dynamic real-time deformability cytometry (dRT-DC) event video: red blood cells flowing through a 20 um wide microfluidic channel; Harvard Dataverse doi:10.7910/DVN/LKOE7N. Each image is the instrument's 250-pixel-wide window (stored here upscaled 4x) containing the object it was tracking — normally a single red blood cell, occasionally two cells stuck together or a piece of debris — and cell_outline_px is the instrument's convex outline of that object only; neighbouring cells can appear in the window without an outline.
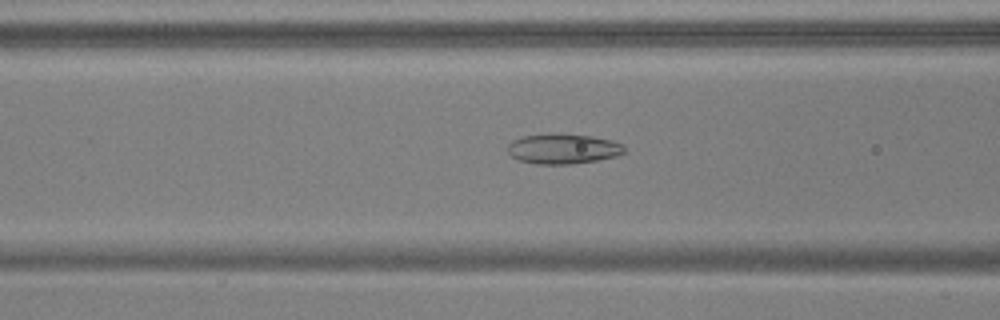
{"species": "common noctule bat (a hibernating species)", "species_latin": "Nyctalus noctula", "temperature_condition": "warm", "stored_images_in_passage": 54, "camera_frame_rate_fps": 3000, "um_per_image_px": 0.085, "animal": {"sex": "male", "body_mass_g": 17.9, "forearm_length_mm": 54.2}, "frame": {"image": 1, "passage_image": 22, "time_ms": 7.0, "image_size_px": [1000, 320], "cell_outline_px": [[624, 152], [616, 156], [596, 160], [572, 164], [536, 164], [520, 160], [512, 156], [508, 152], [508, 144], [512, 140], [524, 136], [548, 132], [592, 136], [612, 140], [624, 144]], "centroid_in_image_um": [47.85, 12.63], "position_along_channel_um": 118.7, "area_um2": 20.63}}
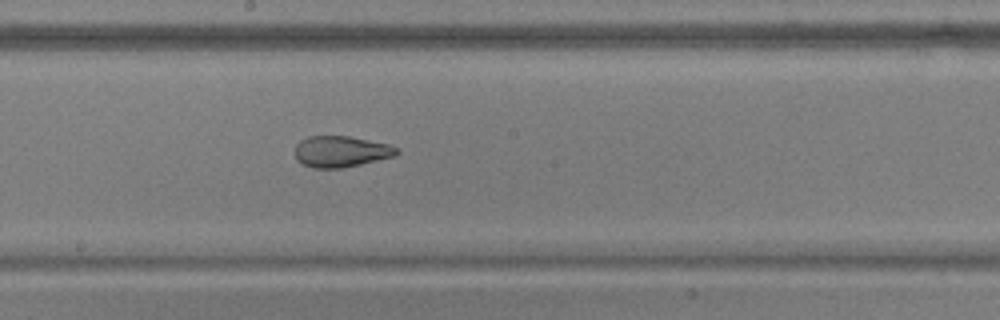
{"frame": {"image": 2, "passage_image": 30, "time_ms": 9.667, "image_size_px": [1000, 320], "cell_outline_px": [[400, 152], [396, 156], [360, 164], [340, 168], [312, 168], [296, 160], [296, 144], [300, 140], [308, 136], [348, 136], [388, 144], [396, 148]], "centroid_in_image_um": [28.97, 12.88], "position_along_channel_um": 219.2, "area_um2": 18.38}}
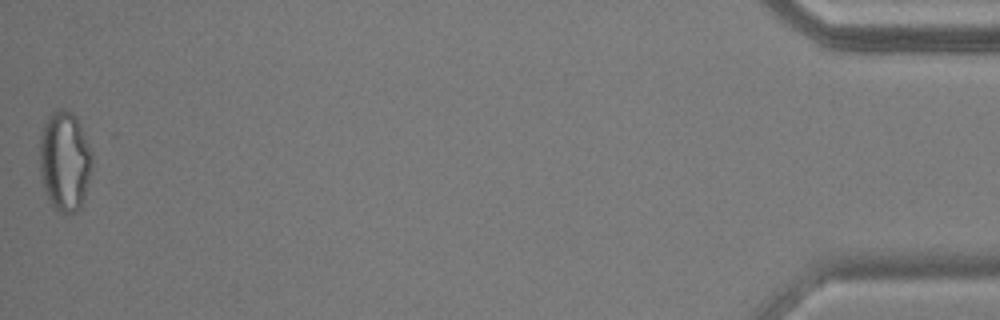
{"frame": {"image": 3, "passage_image": 54, "time_ms": 17.667, "image_size_px": [1000, 320], "cell_outline_px": [[92, 168], [84, 196], [80, 208], [76, 212], [60, 212], [48, 200], [44, 192], [40, 172], [40, 136], [44, 124], [48, 116], [56, 108], [64, 108], [72, 112], [76, 116], [80, 124], [92, 152]], "centroid_in_image_um": [5.49, 13.66], "position_along_channel_um": 429.7, "area_um2": 30.69}, "authors_computed_cell_mechanics": {"area_um2": 23.698, "velocity_mm_per_s": 3.762, "shape_relaxation_time_tau1_ms": null, "shape_relaxation_time_tau2_ms": 1.9176, "deformation_change_tau1": null, "deformation_change_tau2": 0.0922}}